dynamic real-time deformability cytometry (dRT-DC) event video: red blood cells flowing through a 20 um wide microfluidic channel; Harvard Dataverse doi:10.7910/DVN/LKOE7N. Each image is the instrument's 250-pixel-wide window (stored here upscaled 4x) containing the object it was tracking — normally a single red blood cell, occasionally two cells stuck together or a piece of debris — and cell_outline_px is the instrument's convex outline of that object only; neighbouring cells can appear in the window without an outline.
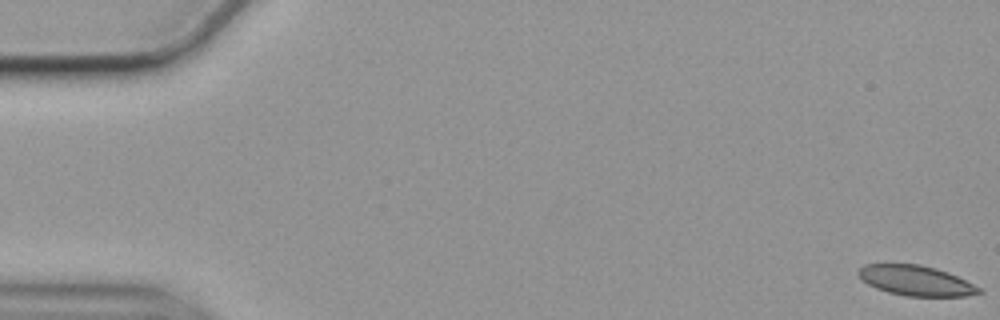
{"species": "common noctule bat (a hibernating species)", "species_latin": "Nyctalus noctula", "temperature_condition": "cold", "stored_images_in_passage": 57, "camera_frame_rate_fps": 3000, "um_per_image_px": 0.085, "animal": {"sex": "female", "body_mass_g": 19.9}, "frame": {"image": 1, "passage_image": 1, "time_ms": 0.0, "image_size_px": [1000, 320], "cell_outline_px": [[984, 292], [968, 296], [904, 296], [888, 292], [876, 288], [868, 284], [856, 272], [864, 264], [920, 264], [936, 268], [948, 272], [984, 288]], "centroid_in_image_um": [77.91, 23.85], "position_along_channel_um": 7.1, "area_um2": 21.33}}
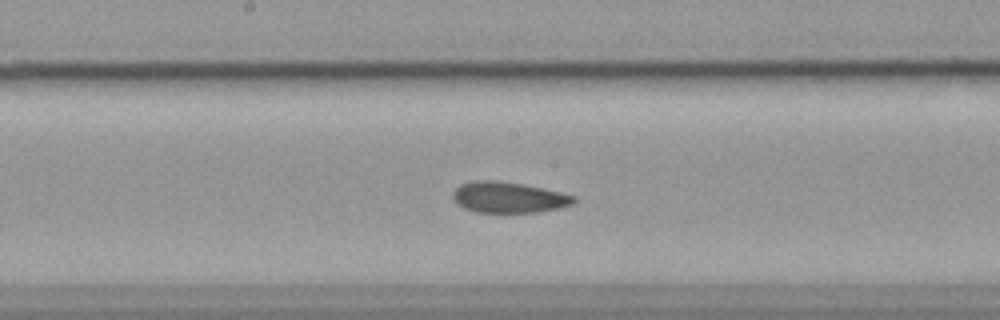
{"frame": {"image": 2, "passage_image": 30, "time_ms": 9.667, "image_size_px": [1000, 320], "cell_outline_px": [[576, 200], [572, 204], [560, 208], [536, 212], [476, 212], [464, 208], [452, 196], [452, 192], [460, 184], [472, 180], [496, 180], [520, 184], [560, 192], [576, 196]], "centroid_in_image_um": [43.22, 16.77], "position_along_channel_um": 205.0, "area_um2": 21.56}}
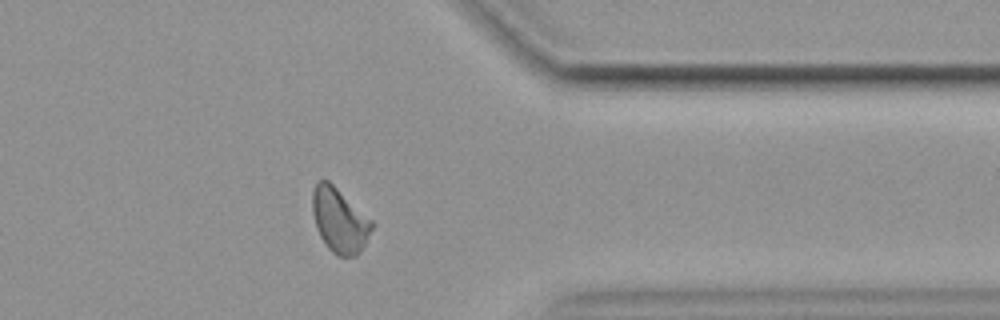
{"frame": {"image": 3, "passage_image": 46, "time_ms": 15.0, "image_size_px": [1000, 320], "cell_outline_px": [[376, 224], [360, 252], [356, 256], [336, 256], [328, 248], [320, 236], [316, 228], [312, 212], [312, 192], [316, 180], [328, 180], [372, 220]], "centroid_in_image_um": [28.86, 18.73], "position_along_channel_um": 382.5, "area_um2": 22.48}, "authors_computed_cell_mechanics": {"area_um2": 22.542, "velocity_mm_per_s": 3.5263, "shape_relaxation_time_tau1_ms": null, "shape_relaxation_time_tau2_ms": 2.0672, "deformation_change_tau1": null, "deformation_change_tau2": 0.0785}}